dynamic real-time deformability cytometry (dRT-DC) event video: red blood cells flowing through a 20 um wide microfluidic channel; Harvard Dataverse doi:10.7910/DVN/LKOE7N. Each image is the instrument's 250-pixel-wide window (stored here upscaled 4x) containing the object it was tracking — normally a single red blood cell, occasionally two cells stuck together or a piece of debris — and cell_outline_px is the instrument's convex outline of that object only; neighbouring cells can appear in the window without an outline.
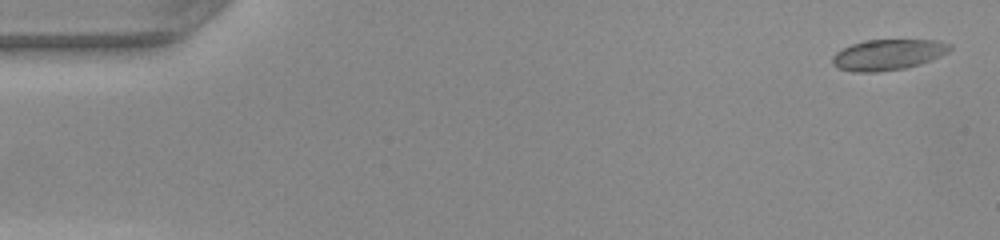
{"species": "common noctule bat (a hibernating species)", "species_latin": "Nyctalus noctula", "temperature_condition": "warm", "stored_images_in_passage": 49, "camera_frame_rate_fps": 3000, "um_per_image_px": 0.085, "animal": {"sex": "female", "body_mass_g": 22.0, "forearm_length_mm": 56.7}, "frame": {"image": 1, "passage_image": 2, "time_ms": 0.333, "image_size_px": [1000, 240], "cell_outline_px": [[952, 48], [948, 52], [932, 60], [904, 68], [880, 72], [852, 72], [836, 68], [832, 64], [832, 56], [836, 52], [852, 44], [864, 40], [936, 40], [952, 44]], "centroid_in_image_um": [75.46, 4.65], "position_along_channel_um": 9.5, "area_um2": 21.15}}
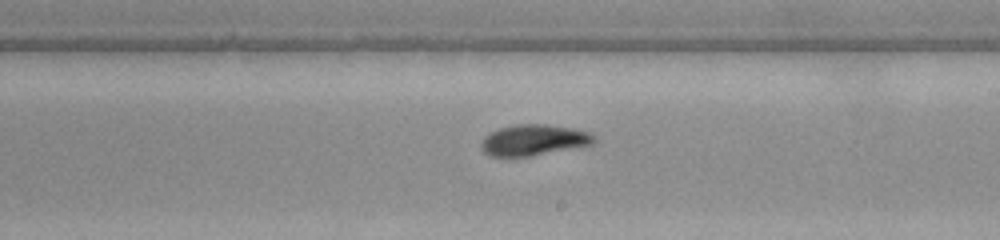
{"frame": {"image": 2, "passage_image": 29, "time_ms": 9.333, "image_size_px": [1000, 240], "cell_outline_px": [[596, 140], [592, 144], [532, 156], [488, 156], [480, 148], [480, 144], [484, 136], [500, 128], [516, 124], [548, 124], [572, 128], [588, 132], [596, 136]], "centroid_in_image_um": [45.35, 11.9], "position_along_channel_um": 243.7, "area_um2": 20.35}}
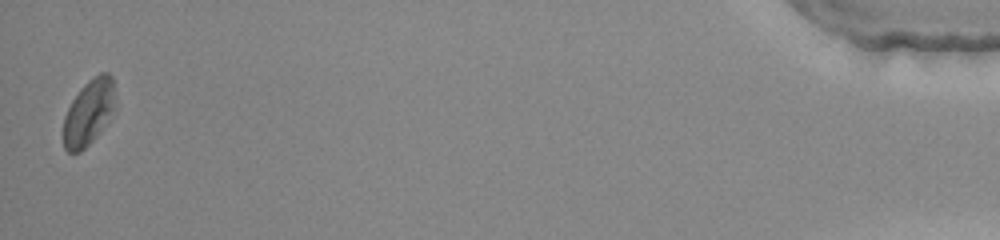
{"frame": {"image": 3, "passage_image": 49, "time_ms": 16.0, "image_size_px": [1000, 240], "cell_outline_px": [[116, 108], [100, 132], [80, 152], [68, 152], [64, 148], [64, 116], [72, 100], [80, 88], [88, 80], [100, 72], [108, 72], [112, 76], [116, 104]], "centroid_in_image_um": [7.57, 9.52], "position_along_channel_um": 427.6, "area_um2": 19.88}, "authors_computed_cell_mechanics": {"area_um2": 20.0566, "velocity_mm_per_s": 4.1543, "shape_relaxation_time_tau1_ms": 2.8456, "shape_relaxation_time_tau2_ms": 2.2358, "deformation_change_tau1": 0.147, "deformation_change_tau2": 0.0708}}